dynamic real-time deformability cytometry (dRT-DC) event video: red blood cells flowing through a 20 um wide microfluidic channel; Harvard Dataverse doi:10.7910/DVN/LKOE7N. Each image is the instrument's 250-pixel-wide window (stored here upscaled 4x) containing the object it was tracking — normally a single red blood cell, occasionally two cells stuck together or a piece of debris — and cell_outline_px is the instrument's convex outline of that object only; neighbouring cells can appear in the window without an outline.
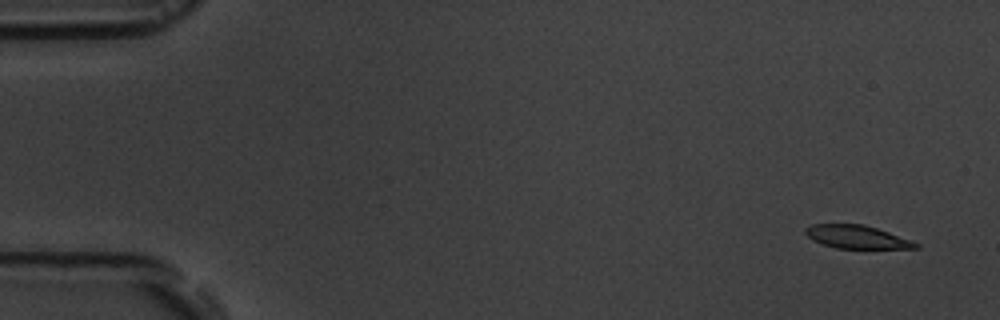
{"species": "common noctule bat (a hibernating species)", "species_latin": "Nyctalus noctula", "temperature_condition": "room temperature", "stored_images_in_passage": 5, "camera_frame_rate_fps": 3000, "um_per_image_px": 0.085, "animal": {"sex": "male", "body_mass_g": 19.5, "forearm_length_mm": 54.6}, "frame": {"image": 1, "passage_image": 1, "time_ms": 0.0, "image_size_px": [1000, 320], "cell_outline_px": [[920, 248], [836, 248], [812, 240], [804, 232], [804, 228], [812, 224], [864, 224], [888, 232], [920, 244]], "centroid_in_image_um": [72.79, 20.13], "position_along_channel_um": 12.2, "area_um2": 14.68}}
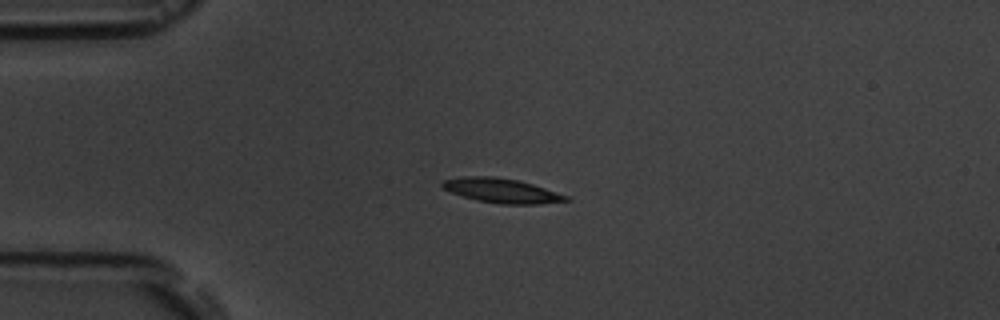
{"frame": {"image": 2, "passage_image": 4, "time_ms": 3.667, "image_size_px": [1000, 320], "cell_outline_px": [[572, 200], [540, 204], [500, 204], [476, 200], [452, 192], [444, 188], [440, 184], [440, 180], [464, 176], [496, 176], [516, 180], [532, 184], [568, 196]], "centroid_in_image_um": [42.62, 16.2], "position_along_channel_um": 42.4, "area_um2": 17.57}}